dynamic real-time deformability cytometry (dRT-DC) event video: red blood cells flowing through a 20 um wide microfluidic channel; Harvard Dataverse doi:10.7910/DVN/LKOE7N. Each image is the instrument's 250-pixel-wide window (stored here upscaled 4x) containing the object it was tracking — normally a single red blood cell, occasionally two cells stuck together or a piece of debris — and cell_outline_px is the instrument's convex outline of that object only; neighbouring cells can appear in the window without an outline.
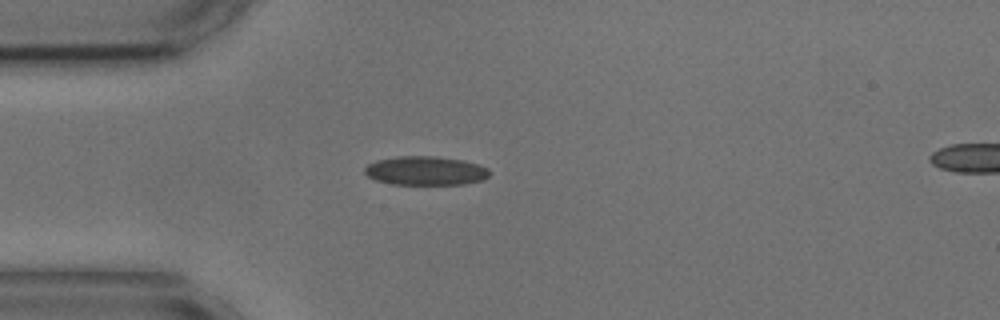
{"species": "common noctule bat (a hibernating species)", "species_latin": "Nyctalus noctula", "temperature_condition": "cold", "stored_images_in_passage": 34, "camera_frame_rate_fps": 3000, "um_per_image_px": 0.085, "animal": {"sex": "male", "body_mass_g": 17.9, "forearm_length_mm": 54.2}, "frame": {"image": 1, "passage_image": 1, "time_ms": 0.0, "image_size_px": [1000, 320], "cell_outline_px": [[488, 176], [484, 180], [464, 184], [392, 184], [376, 180], [368, 176], [364, 172], [364, 168], [368, 164], [376, 160], [400, 156], [432, 156], [460, 160], [476, 164], [488, 168]], "centroid_in_image_um": [36.14, 14.52], "position_along_channel_um": 48.9, "area_um2": 20.81}}
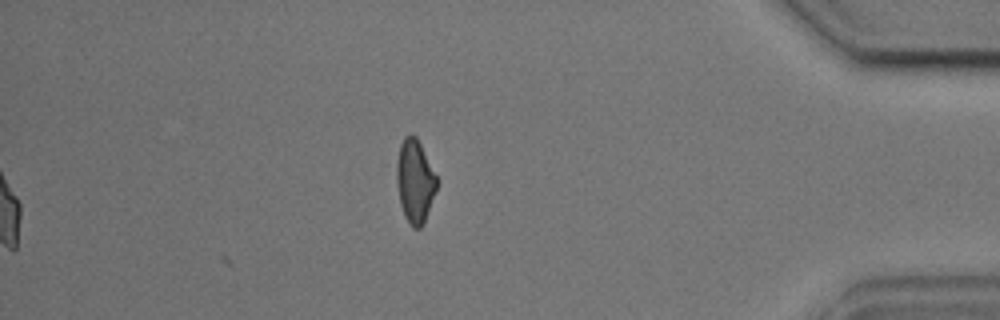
{"frame": {"image": 2, "passage_image": 34, "time_ms": 11.0, "image_size_px": [1000, 320], "cell_outline_px": [[436, 188], [424, 224], [420, 228], [412, 228], [408, 224], [404, 216], [400, 204], [396, 180], [396, 164], [400, 144], [404, 136], [412, 132], [416, 136], [436, 176]], "centroid_in_image_um": [35.23, 15.41], "position_along_channel_um": 400.0, "area_um2": 19.42}, "authors_computed_cell_mechanics": {"area_um2": 20.519, "velocity_mm_per_s": 3.6426, "shape_relaxation_time_tau1_ms": 3.8558, "shape_relaxation_time_tau2_ms": 2.3023, "deformation_change_tau1": 0.1022, "deformation_change_tau2": 0.0857}}